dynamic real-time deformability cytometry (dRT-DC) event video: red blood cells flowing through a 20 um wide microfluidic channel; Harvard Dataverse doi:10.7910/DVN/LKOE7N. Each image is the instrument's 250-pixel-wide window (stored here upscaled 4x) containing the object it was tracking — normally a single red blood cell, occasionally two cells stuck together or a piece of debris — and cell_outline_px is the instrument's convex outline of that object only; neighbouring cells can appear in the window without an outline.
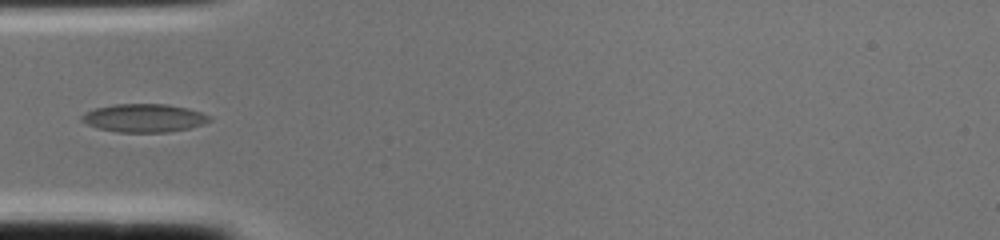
{"species": "common noctule bat (a hibernating species)", "species_latin": "Nyctalus noctula", "temperature_condition": "cold", "stored_images_in_passage": 1, "camera_frame_rate_fps": 3000, "um_per_image_px": 0.085, "animal": {"sex": "female", "body_mass_g": 22.0, "forearm_length_mm": 56.7}, "frame": {"image": 1, "passage_image": 1, "time_ms": 0.0, "image_size_px": [1000, 240], "cell_outline_px": [[212, 120], [204, 124], [188, 128], [168, 132], [116, 132], [96, 128], [80, 120], [80, 116], [84, 112], [96, 108], [112, 104], [168, 104], [188, 108], [212, 116]], "centroid_in_image_um": [12.24, 10.03], "position_along_channel_um": 72.8, "area_um2": 21.21}}